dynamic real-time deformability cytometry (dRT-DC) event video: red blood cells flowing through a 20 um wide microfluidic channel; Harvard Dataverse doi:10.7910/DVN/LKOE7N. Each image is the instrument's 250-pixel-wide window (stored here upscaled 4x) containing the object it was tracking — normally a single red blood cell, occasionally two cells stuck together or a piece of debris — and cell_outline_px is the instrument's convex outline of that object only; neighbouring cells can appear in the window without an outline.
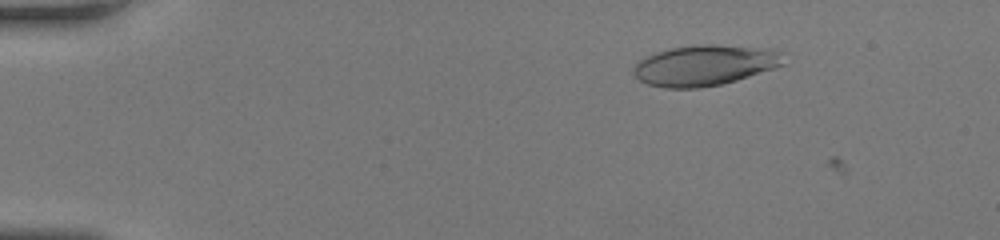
{"species": "human", "species_latin": "Homo sapiens", "temperature_condition": "room temperature", "stored_images_in_passage": 51, "camera_frame_rate_fps": 3000, "um_per_image_px": 0.085, "donor": {"sex": "female"}, "frame": {"image": 1, "passage_image": 8, "time_ms": 2.333, "image_size_px": [1000, 240], "cell_outline_px": [[784, 64], [736, 80], [720, 84], [696, 88], [664, 88], [648, 84], [640, 80], [632, 72], [632, 68], [640, 60], [656, 52], [672, 48], [704, 44], [712, 44], [772, 48], [784, 52]], "centroid_in_image_um": [59.93, 5.54], "position_along_channel_um": 25.1, "area_um2": 35.37}}
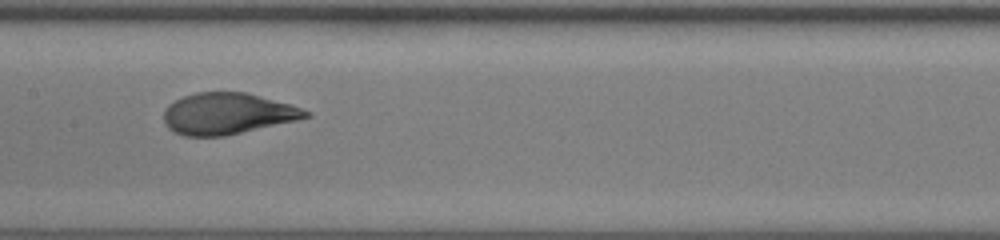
{"frame": {"image": 2, "passage_image": 27, "time_ms": 8.667, "image_size_px": [1000, 240], "cell_outline_px": [[312, 116], [296, 120], [224, 136], [184, 136], [168, 128], [164, 120], [164, 108], [168, 104], [184, 96], [196, 92], [244, 92], [288, 104], [312, 112]], "centroid_in_image_um": [19.3, 9.66], "position_along_channel_um": 188.1, "area_um2": 33.81}}
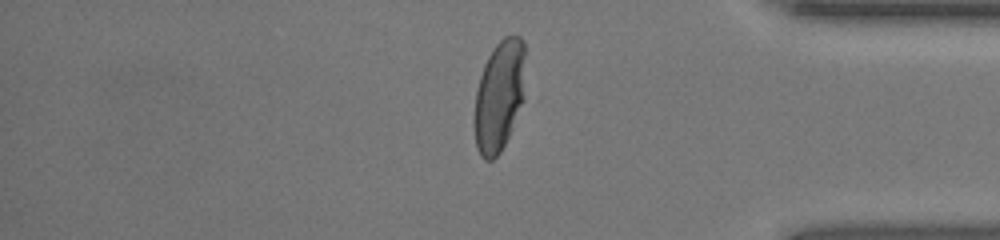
{"frame": {"image": 3, "passage_image": 43, "time_ms": 14.0, "image_size_px": [1000, 240], "cell_outline_px": [[524, 100], [512, 128], [500, 152], [492, 160], [484, 160], [480, 156], [476, 148], [472, 124], [472, 120], [476, 92], [480, 76], [484, 64], [488, 56], [496, 44], [504, 36], [520, 36], [524, 40]], "centroid_in_image_um": [42.4, 8.18], "position_along_channel_um": 392.8, "area_um2": 33.47}, "authors_computed_cell_mechanics": {"area_um2": 34.8534, "velocity_mm_per_s": 4.1577, "shape_relaxation_time_tau1_ms": 3.3056, "shape_relaxation_time_tau2_ms": null, "deformation_change_tau1": 0.1973, "deformation_change_tau2": null}}